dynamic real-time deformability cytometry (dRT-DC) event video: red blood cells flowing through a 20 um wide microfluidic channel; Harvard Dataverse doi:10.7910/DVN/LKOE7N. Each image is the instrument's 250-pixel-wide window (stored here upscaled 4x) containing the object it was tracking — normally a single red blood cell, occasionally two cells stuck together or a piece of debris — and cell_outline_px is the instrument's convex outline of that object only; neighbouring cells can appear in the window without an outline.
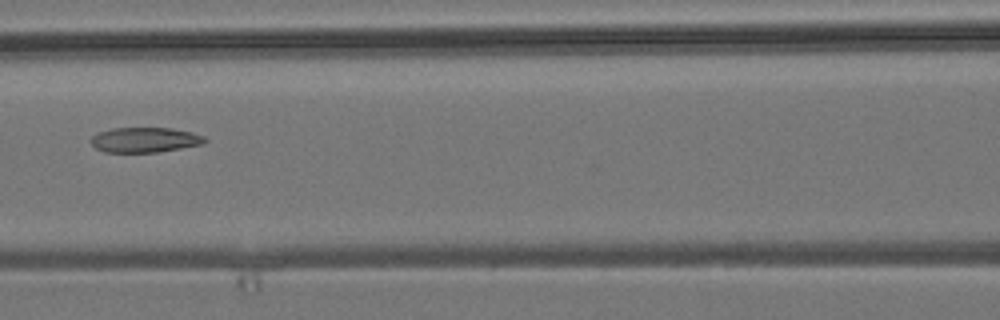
{"species": "common noctule bat (a hibernating species)", "species_latin": "Nyctalus noctula", "temperature_condition": "room temperature", "stored_images_in_passage": 3, "camera_frame_rate_fps": 3000, "um_per_image_px": 0.085, "animal": {"sex": "male", "body_mass_g": 19.2, "forearm_length_mm": 51.8}, "frame": {"image": 1, "passage_image": 3, "time_ms": 2.333, "image_size_px": [1000, 320], "cell_outline_px": [[208, 140], [204, 144], [160, 152], [104, 152], [96, 148], [92, 144], [92, 136], [96, 132], [112, 128], [172, 128], [192, 132], [204, 136]], "centroid_in_image_um": [12.34, 11.89], "position_along_channel_um": 154.3, "area_um2": 16.76}}